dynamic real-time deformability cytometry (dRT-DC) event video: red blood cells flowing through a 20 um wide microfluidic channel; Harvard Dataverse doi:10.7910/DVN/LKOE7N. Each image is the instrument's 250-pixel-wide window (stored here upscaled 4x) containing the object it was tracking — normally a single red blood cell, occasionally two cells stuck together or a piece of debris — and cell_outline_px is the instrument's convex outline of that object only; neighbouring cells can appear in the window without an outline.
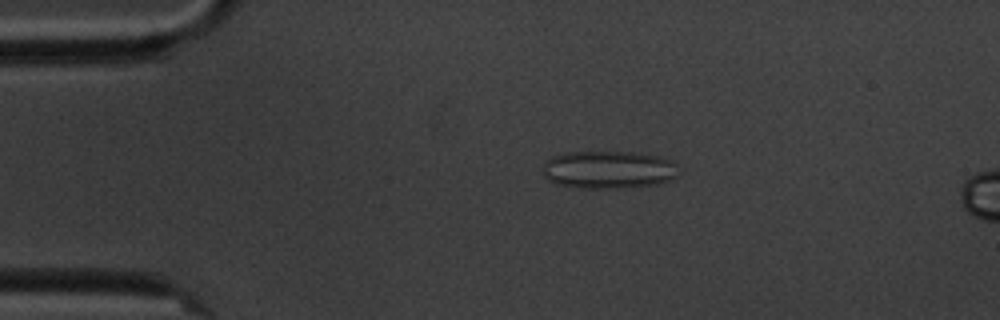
{"species": "common noctule bat (a hibernating species)", "species_latin": "Nyctalus noctula", "temperature_condition": "cold", "stored_images_in_passage": 5, "camera_frame_rate_fps": 3000, "um_per_image_px": 0.085, "animal": {"sex": "male", "body_mass_g": 20.1, "forearm_length_mm": 53.5}, "frame": {"image": 1, "passage_image": 3, "time_ms": 2.333, "image_size_px": [1000, 320], "cell_outline_px": [[676, 176], [668, 180], [656, 184], [624, 188], [580, 188], [556, 184], [548, 180], [544, 176], [544, 160], [552, 156], [564, 152], [632, 152], [656, 156], [672, 160], [676, 164]], "centroid_in_image_um": [51.67, 14.42], "position_along_channel_um": 33.3, "area_um2": 29.94}}